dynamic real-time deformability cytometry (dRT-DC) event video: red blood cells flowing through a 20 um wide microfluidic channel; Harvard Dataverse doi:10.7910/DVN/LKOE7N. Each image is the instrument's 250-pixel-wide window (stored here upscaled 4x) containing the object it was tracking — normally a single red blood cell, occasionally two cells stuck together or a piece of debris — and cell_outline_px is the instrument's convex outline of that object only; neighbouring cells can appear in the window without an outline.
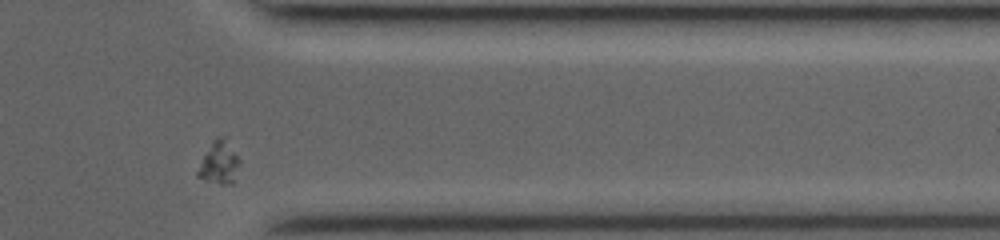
{"species": "common noctule bat (a hibernating species)", "species_latin": "Nyctalus noctula", "temperature_condition": "room temperature", "stored_images_in_passage": 24, "camera_frame_rate_fps": 3500, "um_per_image_px": 0.085, "animal": {"sex": "female", "body_mass_g": 19.0, "forearm_length_mm": 53.3}, "frame": {"image": 1, "passage_image": 24, "time_ms": 8.857, "image_size_px": [1000, 240], "cell_outline_px": [[240, 164], [232, 184], [224, 184], [196, 176], [196, 172], [212, 140], [216, 136], [224, 136], [240, 160]], "centroid_in_image_um": [18.64, 13.8], "position_along_channel_um": 392.8, "area_um2": 10.12}}